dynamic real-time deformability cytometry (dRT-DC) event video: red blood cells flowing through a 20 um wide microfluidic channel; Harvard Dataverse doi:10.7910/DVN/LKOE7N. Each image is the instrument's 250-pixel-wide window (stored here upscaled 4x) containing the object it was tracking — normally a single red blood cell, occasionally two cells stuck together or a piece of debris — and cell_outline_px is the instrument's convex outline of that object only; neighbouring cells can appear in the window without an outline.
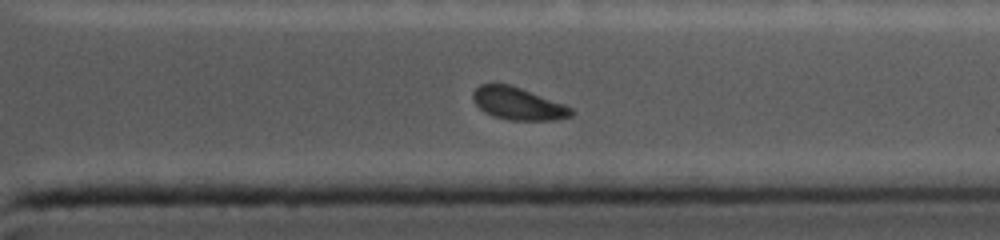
{"species": "common noctule bat (a hibernating species)", "species_latin": "Nyctalus noctula", "temperature_condition": "cold", "stored_images_in_passage": 25, "camera_frame_rate_fps": 5000, "um_per_image_px": 0.085, "animal": {"sex": "female", "body_mass_g": 19.0, "forearm_length_mm": 56.7}, "frame": {"image": 1, "passage_image": 22, "time_ms": 8.6, "image_size_px": [1000, 240], "cell_outline_px": [[576, 112], [572, 116], [556, 120], [508, 120], [484, 112], [472, 100], [472, 92], [480, 84], [508, 84], [520, 88], [564, 104], [572, 108]], "centroid_in_image_um": [44.04, 8.81], "position_along_channel_um": 367.4, "area_um2": 18.5}}